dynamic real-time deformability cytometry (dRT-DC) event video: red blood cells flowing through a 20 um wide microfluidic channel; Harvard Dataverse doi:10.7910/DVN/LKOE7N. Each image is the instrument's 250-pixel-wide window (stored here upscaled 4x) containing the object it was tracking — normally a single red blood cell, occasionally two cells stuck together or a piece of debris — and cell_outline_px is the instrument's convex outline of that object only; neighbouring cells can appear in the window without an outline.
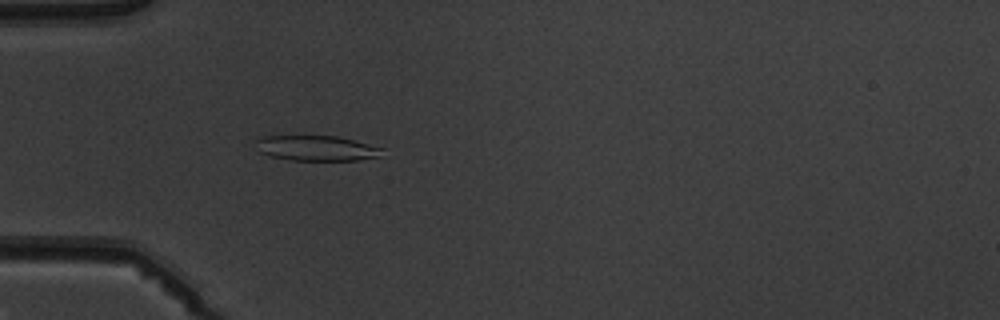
{"species": "common noctule bat (a hibernating species)", "species_latin": "Nyctalus noctula", "temperature_condition": "warm", "stored_images_in_passage": 5, "camera_frame_rate_fps": 3000, "um_per_image_px": 0.085, "animal": {"sex": "male", "body_mass_g": 19.5, "forearm_length_mm": 54.6}, "frame": {"image": 1, "passage_image": 5, "time_ms": 4.667, "image_size_px": [1000, 320], "cell_outline_px": [[384, 148], [380, 156], [356, 160], [292, 160], [272, 156], [260, 152], [256, 140], [264, 136], [336, 136]], "centroid_in_image_um": [26.92, 12.59], "position_along_channel_um": 58.1, "area_um2": 18.21}}